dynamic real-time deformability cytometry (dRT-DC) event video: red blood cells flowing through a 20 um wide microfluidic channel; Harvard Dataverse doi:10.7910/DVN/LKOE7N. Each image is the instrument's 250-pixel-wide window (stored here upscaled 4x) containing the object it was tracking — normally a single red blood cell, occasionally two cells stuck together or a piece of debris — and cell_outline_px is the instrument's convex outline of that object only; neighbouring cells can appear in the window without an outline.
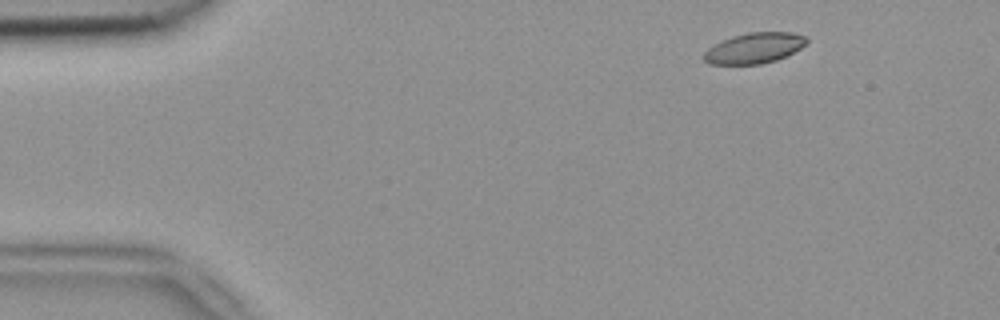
{"species": "common noctule bat (a hibernating species)", "species_latin": "Nyctalus noctula", "temperature_condition": "room temperature", "stored_images_in_passage": 3, "camera_frame_rate_fps": 3000, "um_per_image_px": 0.085, "animal": {"sex": "female", "body_mass_g": 18.4}, "frame": {"image": 1, "passage_image": 1, "time_ms": 0.0, "image_size_px": [1000, 320], "cell_outline_px": [[808, 40], [800, 48], [776, 60], [760, 64], [708, 64], [700, 56], [708, 48], [720, 40], [732, 36], [748, 32], [792, 32], [804, 36]], "centroid_in_image_um": [64.04, 4.08], "position_along_channel_um": 21.0, "area_um2": 18.32}}
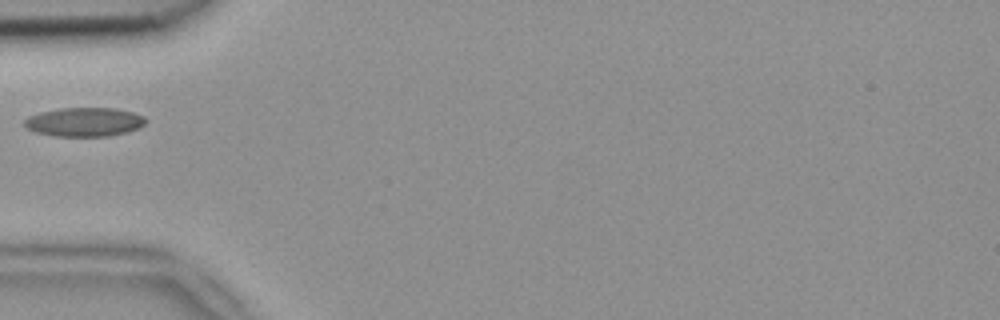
{"frame": {"image": 2, "passage_image": 3, "time_ms": 0.667, "image_size_px": [1000, 320], "cell_outline_px": [[148, 120], [140, 128], [128, 132], [108, 136], [52, 136], [36, 132], [28, 128], [24, 124], [24, 120], [28, 116], [40, 112], [60, 108], [116, 108], [132, 112], [144, 116]], "centroid_in_image_um": [7.2, 10.37], "position_along_channel_um": 77.8, "area_um2": 20.58}}